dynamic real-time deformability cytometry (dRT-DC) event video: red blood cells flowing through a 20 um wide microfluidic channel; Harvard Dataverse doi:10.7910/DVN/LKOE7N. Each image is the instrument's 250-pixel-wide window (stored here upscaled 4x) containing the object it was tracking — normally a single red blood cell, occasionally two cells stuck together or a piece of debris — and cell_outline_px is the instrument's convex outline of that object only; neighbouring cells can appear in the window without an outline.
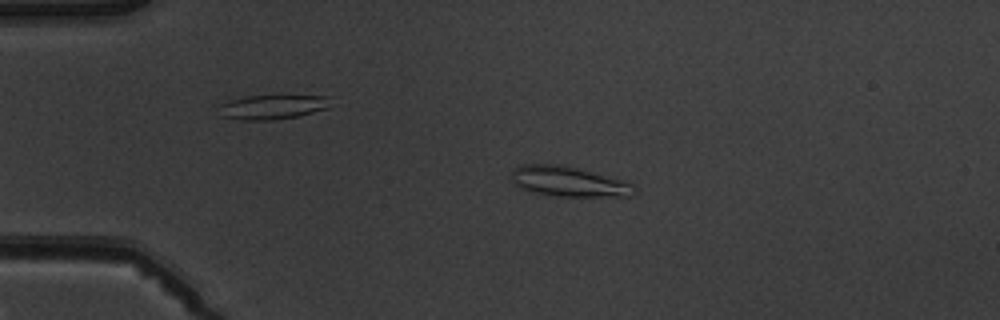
{"species": "common noctule bat (a hibernating species)", "species_latin": "Nyctalus noctula", "temperature_condition": "warm", "stored_images_in_passage": 5, "camera_frame_rate_fps": 3000, "um_per_image_px": 0.085, "animal": {"sex": "male", "body_mass_g": 19.5, "forearm_length_mm": 54.6}, "frame": {"image": 1, "passage_image": 3, "time_ms": 2.333, "image_size_px": [1000, 320], "cell_outline_px": [[636, 192], [628, 196], [552, 196], [528, 192], [520, 188], [512, 180], [512, 168], [520, 164], [564, 164], [628, 180], [636, 188]], "centroid_in_image_um": [48.34, 15.41], "position_along_channel_um": 36.7, "area_um2": 22.2}}
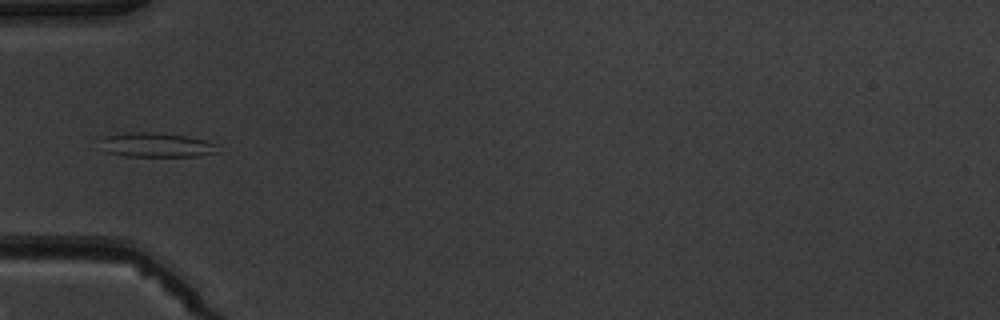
{"frame": {"image": 2, "passage_image": 4, "time_ms": 4.333, "image_size_px": [1000, 320], "cell_outline_px": [[216, 152], [200, 156], [124, 156], [104, 152], [100, 140], [104, 136], [128, 132], [148, 132], [184, 136], [204, 140], [212, 144]], "centroid_in_image_um": [13.17, 12.33], "position_along_channel_um": 71.8, "area_um2": 16.36}}
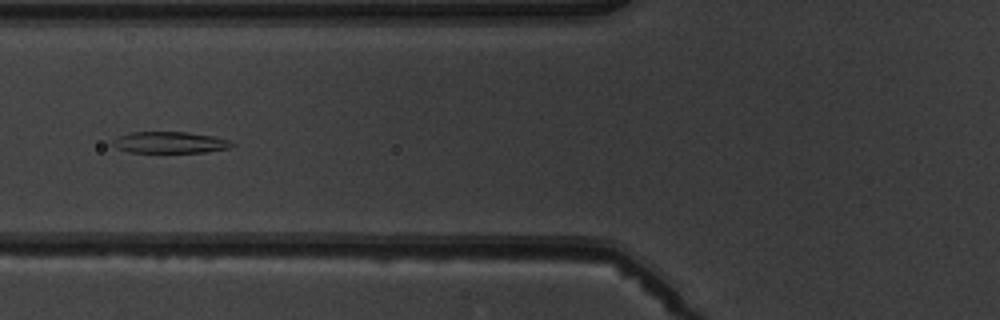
{"frame": {"image": 3, "passage_image": 5, "time_ms": 5.333, "image_size_px": [1000, 320], "cell_outline_px": [[236, 144], [228, 148], [204, 152], [128, 152], [116, 148], [112, 144], [112, 140], [116, 136], [132, 132], [188, 132], [212, 136], [228, 140]], "centroid_in_image_um": [14.39, 12.1], "position_along_channel_um": 111.4, "area_um2": 14.85}}